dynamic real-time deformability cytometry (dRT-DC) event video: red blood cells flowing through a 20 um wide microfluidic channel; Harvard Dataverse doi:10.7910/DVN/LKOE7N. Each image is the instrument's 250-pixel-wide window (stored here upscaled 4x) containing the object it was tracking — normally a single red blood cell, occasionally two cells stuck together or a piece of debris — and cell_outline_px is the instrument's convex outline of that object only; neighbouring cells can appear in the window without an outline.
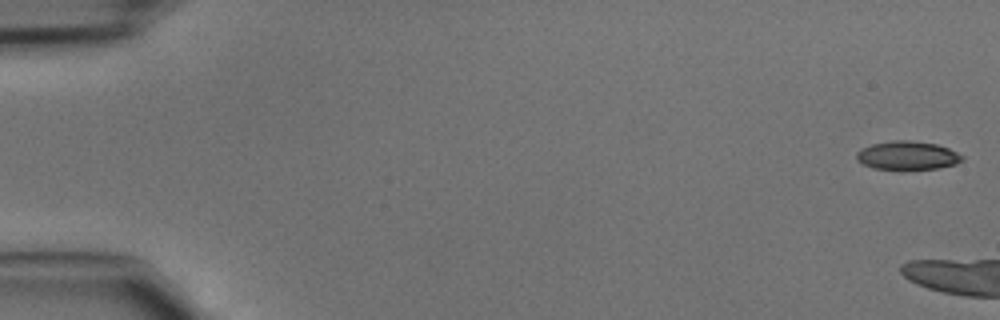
{"species": "common noctule bat (a hibernating species)", "species_latin": "Nyctalus noctula", "temperature_condition": "cold", "stored_images_in_passage": 9, "camera_frame_rate_fps": 3000, "um_per_image_px": 0.085, "animal": {"sex": "male", "body_mass_g": 15.6}, "frame": {"image": 1, "passage_image": 1, "time_ms": 0.0, "image_size_px": [1000, 320], "cell_outline_px": [[964, 160], [956, 164], [936, 168], [872, 168], [856, 160], [856, 152], [860, 148], [872, 144], [892, 140], [908, 140], [936, 144], [948, 148], [964, 156]], "centroid_in_image_um": [77.12, 13.19], "position_along_channel_um": 7.9, "area_um2": 17.34}}